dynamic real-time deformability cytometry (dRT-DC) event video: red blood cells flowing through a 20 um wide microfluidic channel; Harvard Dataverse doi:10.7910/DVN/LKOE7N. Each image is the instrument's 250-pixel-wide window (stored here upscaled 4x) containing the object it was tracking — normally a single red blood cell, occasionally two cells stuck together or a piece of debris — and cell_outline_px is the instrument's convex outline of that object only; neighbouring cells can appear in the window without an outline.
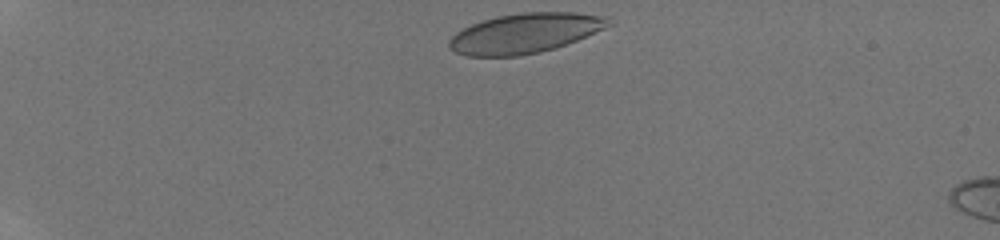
{"species": "human", "species_latin": "Homo sapiens", "temperature_condition": "room temperature", "stored_images_in_passage": 35, "camera_frame_rate_fps": 3000, "um_per_image_px": 0.085, "donor": {"sex": "male"}, "frame": {"image": 1, "passage_image": 1, "time_ms": 0.0, "image_size_px": [1000, 240], "cell_outline_px": [[616, 24], [576, 40], [540, 52], [520, 56], [468, 56], [456, 52], [448, 48], [448, 40], [456, 32], [472, 24], [496, 16], [524, 12], [572, 12], [612, 16]], "centroid_in_image_um": [44.68, 2.81], "position_along_channel_um": 40.3, "area_um2": 37.22}}
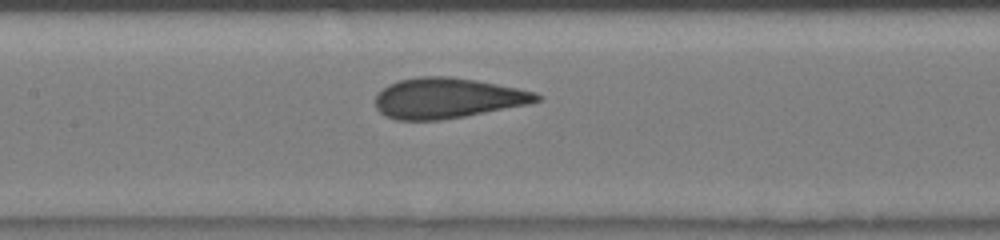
{"frame": {"image": 2, "passage_image": 16, "time_ms": 5.0, "image_size_px": [1000, 240], "cell_outline_px": [[544, 96], [540, 100], [528, 104], [464, 116], [440, 120], [396, 120], [384, 116], [376, 108], [376, 92], [388, 84], [400, 80], [420, 76], [452, 76], [476, 80], [536, 92]], "centroid_in_image_um": [38.0, 8.33], "position_along_channel_um": 169.4, "area_um2": 38.03}}
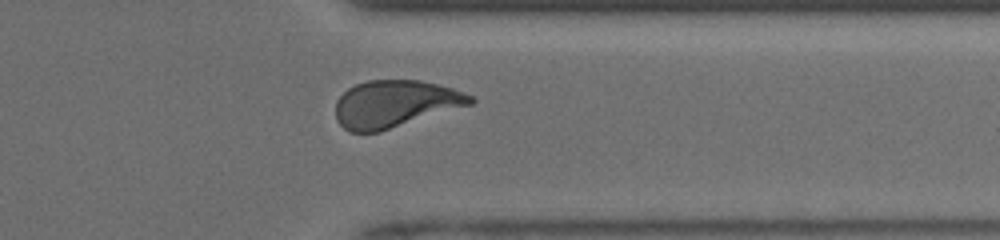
{"frame": {"image": 3, "passage_image": 28, "time_ms": 10.0, "image_size_px": [1000, 240], "cell_outline_px": [[476, 100], [472, 104], [380, 132], [348, 132], [336, 120], [336, 100], [348, 88], [356, 84], [368, 80], [420, 80], [452, 88], [464, 92], [472, 96]], "centroid_in_image_um": [33.57, 8.83], "position_along_channel_um": 377.8, "area_um2": 37.05}, "authors_computed_cell_mechanics": {"area_um2": 38.0324, "velocity_mm_per_s": 4.169, "shape_relaxation_time_tau1_ms": 4.6232, "shape_relaxation_time_tau2_ms": null, "deformation_change_tau1": 0.1515, "deformation_change_tau2": null}}